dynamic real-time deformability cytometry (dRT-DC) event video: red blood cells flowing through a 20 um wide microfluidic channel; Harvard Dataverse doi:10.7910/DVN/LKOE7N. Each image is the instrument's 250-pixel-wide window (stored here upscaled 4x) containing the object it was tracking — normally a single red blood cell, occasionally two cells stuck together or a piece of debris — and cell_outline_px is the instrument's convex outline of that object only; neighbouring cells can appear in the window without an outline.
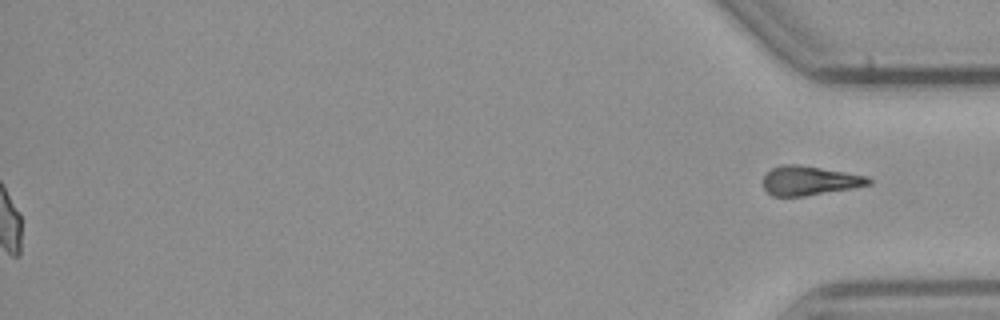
{"species": "common noctule bat (a hibernating species)", "species_latin": "Nyctalus noctula", "temperature_condition": "cold", "stored_images_in_passage": 56, "segment_of_instrument_passage": [2, 2], "camera_frame_rate_fps": 3000, "um_per_image_px": 0.085, "animal": {"sex": "male", "body_mass_g": 23.1, "forearm_length_mm": 52.7}, "frame": {"image": 1, "passage_image": 56, "time_ms": 18.333, "image_size_px": [1000, 320], "cell_outline_px": [[872, 184], [852, 188], [804, 196], [772, 196], [764, 188], [764, 176], [772, 168], [780, 164], [796, 164], [868, 176], [872, 180]], "centroid_in_image_um": [68.81, 15.35], "position_along_channel_um": 366.4, "area_um2": 17.8}}